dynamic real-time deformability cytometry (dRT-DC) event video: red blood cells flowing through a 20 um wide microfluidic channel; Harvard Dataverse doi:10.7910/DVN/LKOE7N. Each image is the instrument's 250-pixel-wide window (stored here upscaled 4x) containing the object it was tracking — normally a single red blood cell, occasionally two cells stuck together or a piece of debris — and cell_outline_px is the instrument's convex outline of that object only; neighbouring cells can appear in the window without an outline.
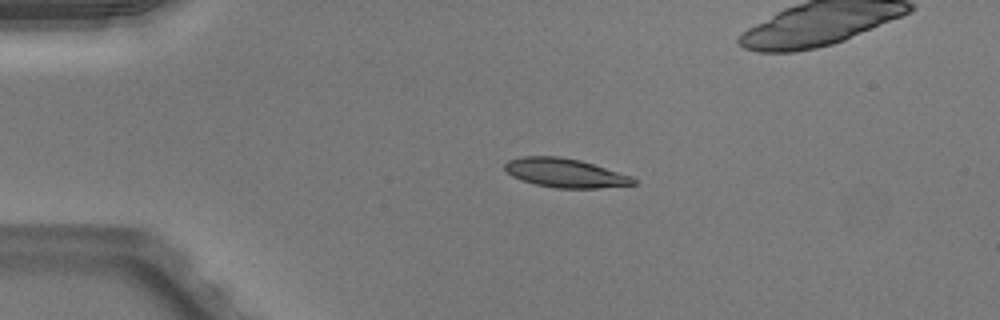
{"species": "Egyptian fruit bat (a non-hibernating species)", "species_latin": "Rousettus aegyptiacus", "temperature_condition": "warm", "stored_images_in_passage": 41, "camera_frame_rate_fps": 3000, "um_per_image_px": 0.085, "animal": {"sex": "male"}, "frame": {"image": 1, "passage_image": 1, "time_ms": 0.0, "image_size_px": [1000, 320], "cell_outline_px": [[636, 184], [600, 188], [556, 188], [536, 184], [512, 176], [504, 168], [504, 164], [508, 160], [524, 156], [560, 156], [580, 160], [632, 176], [636, 180]], "centroid_in_image_um": [48.05, 14.69], "position_along_channel_um": 37.0, "area_um2": 21.56}}
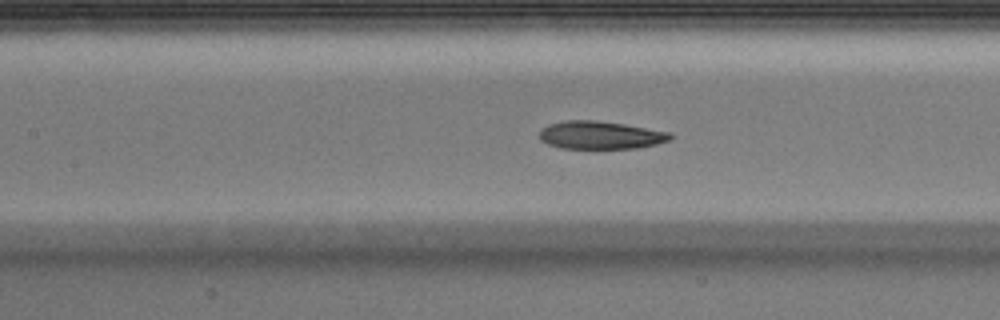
{"frame": {"image": 2, "passage_image": 13, "time_ms": 4.0, "image_size_px": [1000, 320], "cell_outline_px": [[676, 136], [672, 140], [656, 144], [636, 148], [560, 148], [548, 144], [540, 140], [540, 128], [548, 124], [564, 120], [596, 120], [624, 124], [672, 132]], "centroid_in_image_um": [51.07, 11.48], "position_along_channel_um": 156.3, "area_um2": 21.56}}
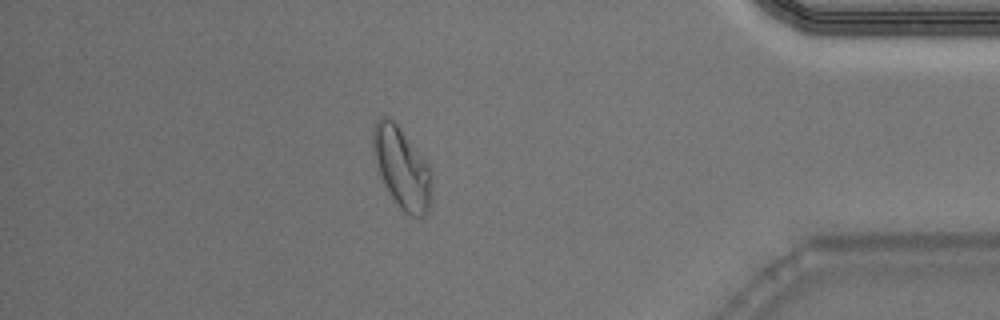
{"frame": {"image": 3, "passage_image": 34, "time_ms": 11.0, "image_size_px": [1000, 320], "cell_outline_px": [[432, 196], [428, 212], [424, 216], [412, 216], [404, 212], [400, 208], [384, 184], [380, 176], [376, 164], [372, 148], [372, 128], [376, 120], [384, 116], [388, 116], [396, 124], [428, 164], [432, 176]], "centroid_in_image_um": [34.15, 14.28], "position_along_channel_um": 401.0, "area_um2": 27.63}, "authors_computed_cell_mechanics": {"area_um2": 22.1952, "velocity_mm_per_s": 3.9936, "shape_relaxation_time_tau1_ms": 3.5039, "shape_relaxation_time_tau2_ms": 1.3043, "deformation_change_tau1": 0.1493, "deformation_change_tau2": 0.0835}}